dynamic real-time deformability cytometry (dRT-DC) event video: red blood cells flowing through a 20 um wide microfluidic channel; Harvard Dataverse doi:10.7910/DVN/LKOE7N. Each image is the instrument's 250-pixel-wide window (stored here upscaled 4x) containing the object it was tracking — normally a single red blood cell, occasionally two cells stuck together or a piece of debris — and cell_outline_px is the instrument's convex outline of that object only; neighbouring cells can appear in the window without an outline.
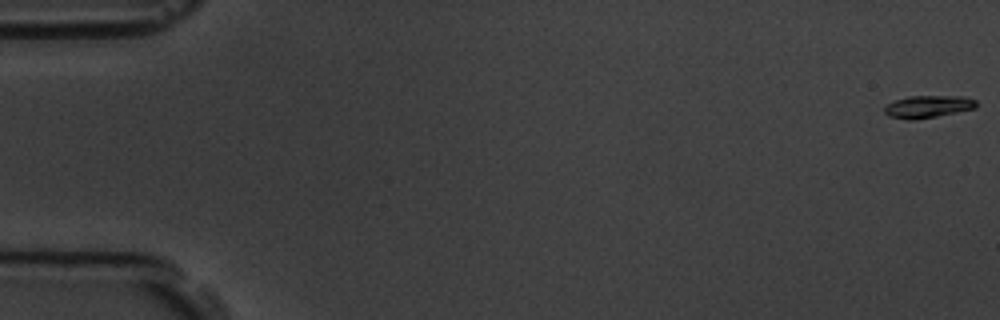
{"species": "common noctule bat (a hibernating species)", "species_latin": "Nyctalus noctula", "temperature_condition": "room temperature", "stored_images_in_passage": 57, "camera_frame_rate_fps": 3000, "um_per_image_px": 0.085, "animal": {"sex": "male", "body_mass_g": 19.5, "forearm_length_mm": 54.6}, "frame": {"image": 1, "passage_image": 1, "time_ms": 0.0, "image_size_px": [1000, 320], "cell_outline_px": [[976, 108], [936, 116], [912, 120], [908, 120], [888, 116], [884, 112], [884, 108], [888, 104], [896, 100], [908, 96], [964, 96], [976, 100]], "centroid_in_image_um": [78.87, 9.06], "position_along_channel_um": 6.1, "area_um2": 11.85}}
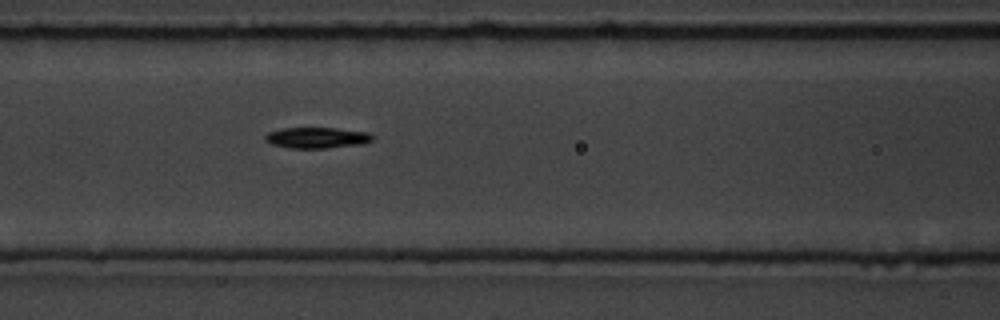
{"frame": {"image": 2, "passage_image": 25, "time_ms": 8.0, "image_size_px": [1000, 320], "cell_outline_px": [[376, 136], [372, 140], [360, 144], [324, 148], [288, 148], [272, 144], [264, 140], [264, 136], [268, 132], [280, 128], [336, 128], [368, 132]], "centroid_in_image_um": [26.91, 11.7], "position_along_channel_um": 139.7, "area_um2": 13.12}}
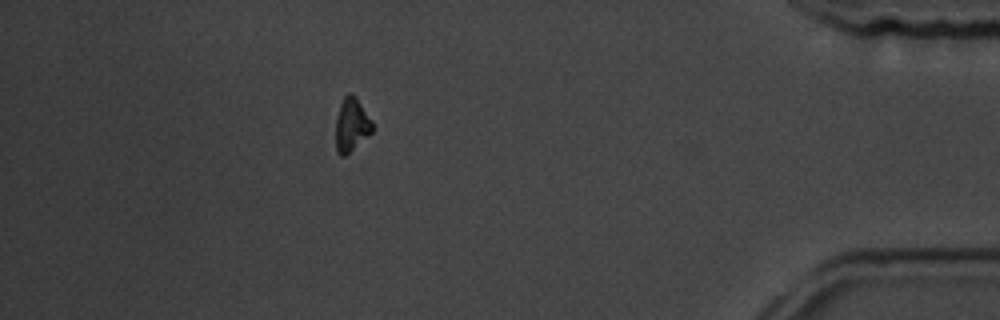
{"frame": {"image": 3, "passage_image": 51, "time_ms": 16.667, "image_size_px": [1000, 320], "cell_outline_px": [[372, 132], [344, 156], [340, 156], [336, 152], [336, 120], [340, 104], [344, 96], [348, 92], [352, 92], [356, 96], [372, 120]], "centroid_in_image_um": [29.87, 10.57], "position_along_channel_um": 405.3, "area_um2": 11.39}, "authors_computed_cell_mechanics": {"area_um2": 12.3114, "velocity_mm_per_s": 3.6223, "shape_relaxation_time_tau1_ms": 4.549, "shape_relaxation_time_tau2_ms": null, "deformation_change_tau1": 0.129, "deformation_change_tau2": null}}